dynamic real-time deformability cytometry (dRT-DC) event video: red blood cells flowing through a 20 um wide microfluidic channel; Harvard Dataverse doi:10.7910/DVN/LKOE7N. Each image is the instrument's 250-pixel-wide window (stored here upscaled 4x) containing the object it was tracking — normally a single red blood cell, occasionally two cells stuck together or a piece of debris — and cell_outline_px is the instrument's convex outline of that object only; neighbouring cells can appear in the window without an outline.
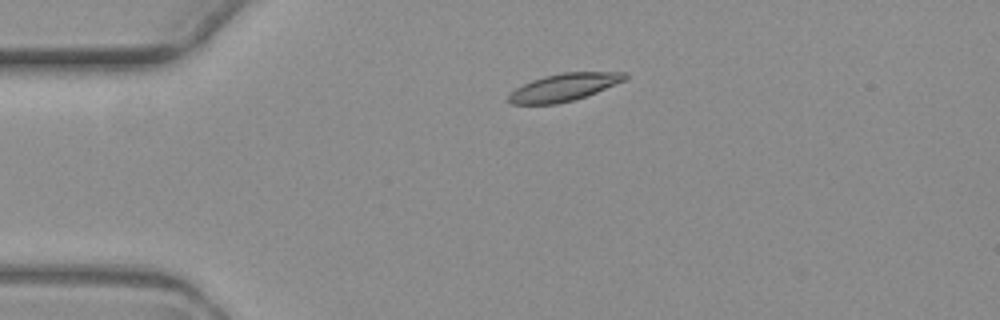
{"species": "common noctule bat (a hibernating species)", "species_latin": "Nyctalus noctula", "temperature_condition": "warm", "stored_images_in_passage": 3, "camera_frame_rate_fps": 3000, "um_per_image_px": 0.085, "animal": {"sex": "female", "body_mass_g": 19.3, "forearm_length_mm": 54.1}, "frame": {"image": 1, "passage_image": 2, "time_ms": 1.667, "image_size_px": [1000, 320], "cell_outline_px": [[628, 76], [624, 80], [596, 92], [572, 100], [556, 104], [512, 104], [508, 100], [508, 96], [516, 88], [532, 80], [544, 76], [564, 72], [628, 72]], "centroid_in_image_um": [47.93, 7.41], "position_along_channel_um": 37.1, "area_um2": 18.32}}